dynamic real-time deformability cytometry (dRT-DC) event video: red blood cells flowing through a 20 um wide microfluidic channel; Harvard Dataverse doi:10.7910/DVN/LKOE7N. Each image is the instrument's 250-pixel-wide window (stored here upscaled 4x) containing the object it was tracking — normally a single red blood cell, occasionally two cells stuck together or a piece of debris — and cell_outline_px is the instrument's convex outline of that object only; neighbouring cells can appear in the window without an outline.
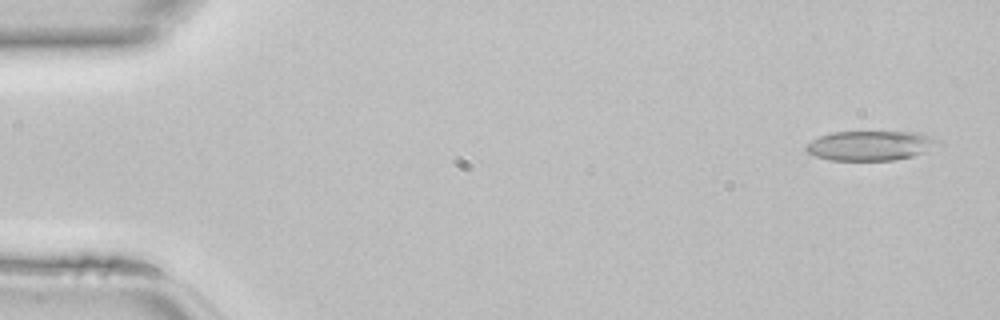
{"species": "common noctule bat (a hibernating species)", "species_latin": "Nyctalus noctula", "temperature_condition": "room temperature", "stored_images_in_passage": 45, "camera_frame_rate_fps": 3000, "um_per_image_px": 0.085, "animal": {"sex": "female", "body_mass_g": 22.7, "forearm_length_mm": 54.2}, "frame": {"image": 1, "passage_image": 2, "time_ms": 0.333, "image_size_px": [1000, 320], "cell_outline_px": [[940, 140], [924, 152], [912, 156], [892, 160], [828, 160], [816, 156], [808, 152], [804, 148], [804, 144], [820, 136], [832, 132], [920, 132]], "centroid_in_image_um": [73.92, 12.37], "position_along_channel_um": 11.1, "area_um2": 22.6}}
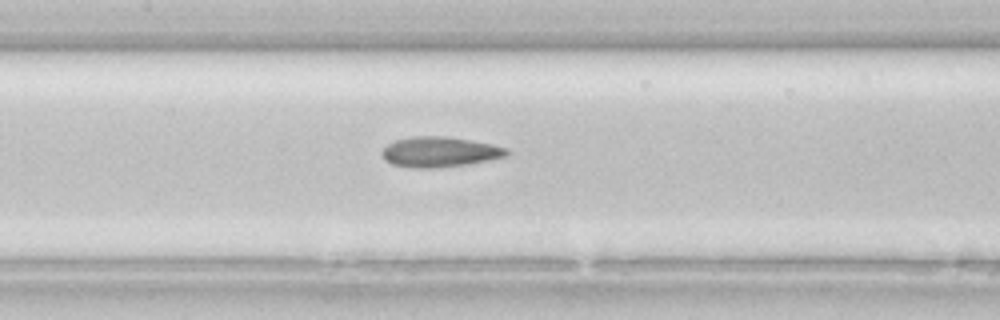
{"frame": {"image": 2, "passage_image": 21, "time_ms": 6.667, "image_size_px": [1000, 320], "cell_outline_px": [[512, 152], [508, 156], [468, 164], [432, 168], [416, 168], [392, 164], [384, 160], [380, 152], [388, 144], [396, 140], [412, 136], [448, 136], [472, 140], [492, 144], [508, 148]], "centroid_in_image_um": [37.4, 12.9], "position_along_channel_um": 170.0, "area_um2": 22.2}}
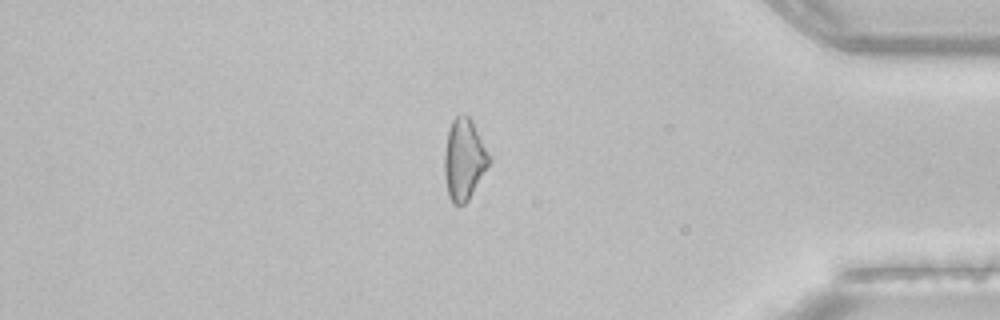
{"frame": {"image": 3, "passage_image": 38, "time_ms": 12.333, "image_size_px": [1000, 320], "cell_outline_px": [[488, 164], [468, 200], [464, 204], [452, 204], [448, 196], [444, 176], [444, 152], [448, 132], [452, 120], [456, 116], [464, 112], [472, 120], [488, 156]], "centroid_in_image_um": [39.38, 13.54], "position_along_channel_um": 395.8, "area_um2": 20.58}}